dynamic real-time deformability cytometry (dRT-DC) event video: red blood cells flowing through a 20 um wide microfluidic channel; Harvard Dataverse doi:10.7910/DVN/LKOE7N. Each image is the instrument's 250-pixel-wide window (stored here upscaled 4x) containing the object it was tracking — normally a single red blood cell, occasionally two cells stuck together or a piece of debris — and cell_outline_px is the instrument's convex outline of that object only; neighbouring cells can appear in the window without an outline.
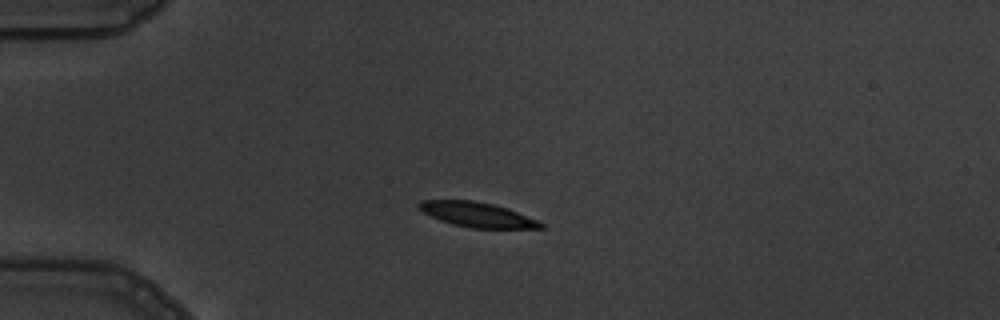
{"species": "common noctule bat (a hibernating species)", "species_latin": "Nyctalus noctula", "temperature_condition": "warm", "stored_images_in_passage": 3, "camera_frame_rate_fps": 3000, "um_per_image_px": 0.085, "animal": {"sex": "male", "body_mass_g": 19.5, "forearm_length_mm": 54.6}, "frame": {"image": 1, "passage_image": 3, "time_ms": 2.333, "image_size_px": [1000, 320], "cell_outline_px": [[544, 228], [468, 228], [452, 224], [440, 220], [416, 208], [416, 204], [420, 200], [472, 200], [492, 204], [508, 208], [536, 220], [544, 224]], "centroid_in_image_um": [40.51, 18.24], "position_along_channel_um": 44.5, "area_um2": 17.57}}